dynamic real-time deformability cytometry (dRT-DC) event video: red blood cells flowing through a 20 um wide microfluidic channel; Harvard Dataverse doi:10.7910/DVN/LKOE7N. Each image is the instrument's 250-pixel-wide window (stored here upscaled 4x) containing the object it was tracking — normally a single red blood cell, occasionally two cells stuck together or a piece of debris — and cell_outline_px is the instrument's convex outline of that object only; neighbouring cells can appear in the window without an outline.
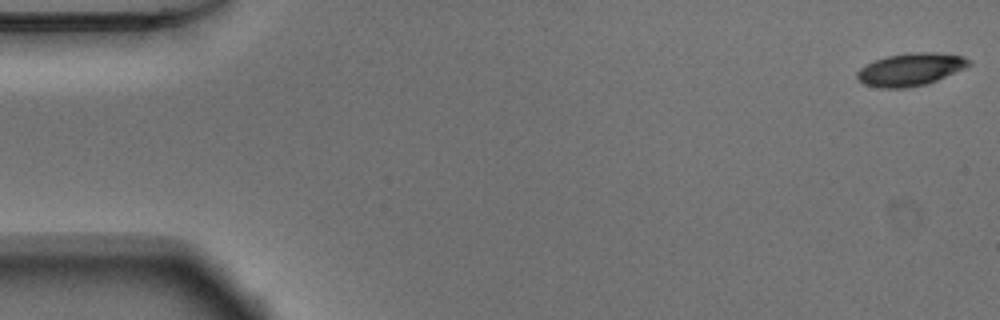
{"species": "Egyptian fruit bat (a non-hibernating species)", "species_latin": "Rousettus aegyptiacus", "temperature_condition": "warm", "stored_images_in_passage": 52, "camera_frame_rate_fps": 3000, "um_per_image_px": 0.085, "animal": {"sex": "male"}, "frame": {"image": 1, "passage_image": 1, "time_ms": 0.0, "image_size_px": [1000, 320], "cell_outline_px": [[972, 64], [964, 68], [936, 80], [924, 84], [904, 88], [880, 88], [864, 84], [856, 76], [856, 72], [860, 68], [876, 60], [888, 56], [912, 52], [932, 52], [964, 56], [972, 60]], "centroid_in_image_um": [77.41, 5.89], "position_along_channel_um": 7.6, "area_um2": 20.98}}
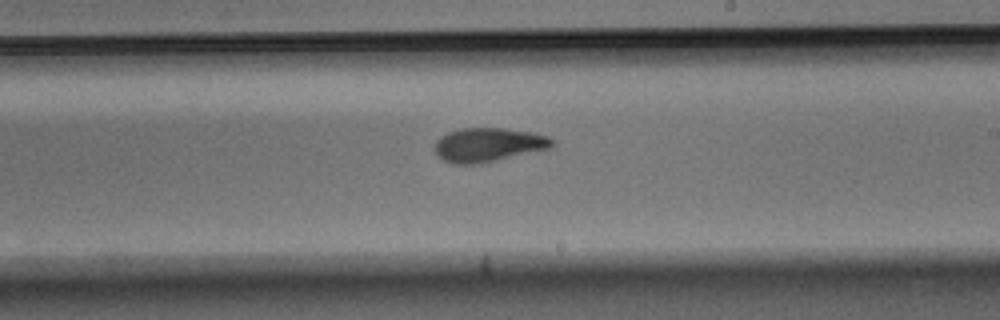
{"frame": {"image": 2, "passage_image": 30, "time_ms": 9.667, "image_size_px": [1000, 320], "cell_outline_px": [[556, 144], [548, 148], [476, 164], [452, 164], [436, 156], [432, 148], [436, 140], [440, 136], [448, 132], [460, 128], [504, 128], [532, 132], [548, 136], [556, 140]], "centroid_in_image_um": [41.45, 12.29], "position_along_channel_um": 247.6, "area_um2": 23.29}}
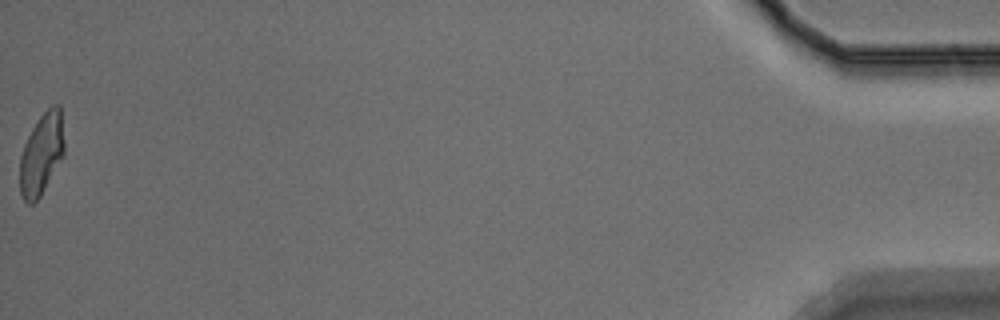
{"frame": {"image": 3, "passage_image": 52, "time_ms": 17.0, "image_size_px": [1000, 320], "cell_outline_px": [[64, 156], [40, 196], [32, 204], [28, 204], [24, 200], [20, 192], [20, 156], [24, 144], [32, 128], [40, 116], [52, 104], [60, 104], [64, 140]], "centroid_in_image_um": [3.54, 13.08], "position_along_channel_um": 431.7, "area_um2": 21.15}, "authors_computed_cell_mechanics": {"area_um2": 22.4842, "velocity_mm_per_s": 3.8833, "shape_relaxation_time_tau1_ms": 9.5966, "shape_relaxation_time_tau2_ms": 2.3639, "deformation_change_tau1": 0.2604, "deformation_change_tau2": 0.0902}}